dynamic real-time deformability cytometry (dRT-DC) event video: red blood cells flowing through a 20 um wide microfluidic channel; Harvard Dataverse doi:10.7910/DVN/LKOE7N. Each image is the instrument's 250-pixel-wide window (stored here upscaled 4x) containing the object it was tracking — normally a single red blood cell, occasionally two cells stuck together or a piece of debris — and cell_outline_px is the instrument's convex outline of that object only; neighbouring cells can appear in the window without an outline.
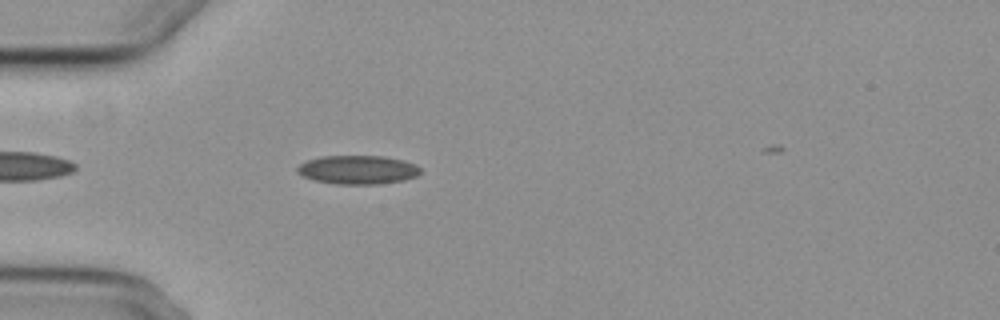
{"species": "common noctule bat (a hibernating species)", "species_latin": "Nyctalus noctula", "temperature_condition": "cold", "stored_images_in_passage": 3, "camera_frame_rate_fps": 3000, "um_per_image_px": 0.085, "animal": {"sex": "female", "body_mass_g": 29.2, "forearm_length_mm": 56.3}, "frame": {"image": 1, "passage_image": 3, "time_ms": 2.333, "image_size_px": [1000, 320], "cell_outline_px": [[420, 172], [416, 176], [404, 180], [380, 184], [336, 184], [312, 180], [296, 172], [296, 168], [300, 164], [308, 160], [320, 156], [384, 156], [404, 160], [416, 164], [420, 168]], "centroid_in_image_um": [30.41, 14.43], "position_along_channel_um": 54.6, "area_um2": 20.75}}